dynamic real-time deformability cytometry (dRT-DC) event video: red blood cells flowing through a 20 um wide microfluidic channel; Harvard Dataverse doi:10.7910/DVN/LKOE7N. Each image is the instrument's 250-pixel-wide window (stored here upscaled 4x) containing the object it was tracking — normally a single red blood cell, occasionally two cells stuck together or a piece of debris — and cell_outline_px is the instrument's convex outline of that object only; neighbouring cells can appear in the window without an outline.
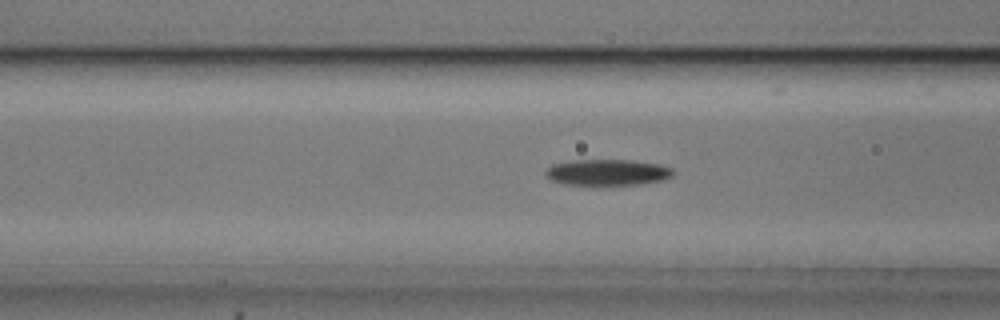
{"species": "common noctule bat (a hibernating species)", "species_latin": "Nyctalus noctula", "temperature_condition": "cold", "stored_images_in_passage": 53, "camera_frame_rate_fps": 3000, "um_per_image_px": 0.085, "animal": {"sex": "male", "body_mass_g": 20.5, "forearm_length_mm": 52.5}, "frame": {"image": 1, "passage_image": 20, "time_ms": 6.333, "image_size_px": [1000, 320], "cell_outline_px": [[676, 172], [672, 176], [664, 180], [640, 184], [564, 184], [552, 180], [544, 172], [552, 164], [572, 160], [632, 160], [660, 164], [672, 168]], "centroid_in_image_um": [51.69, 14.63], "position_along_channel_um": 114.9, "area_um2": 19.31}}
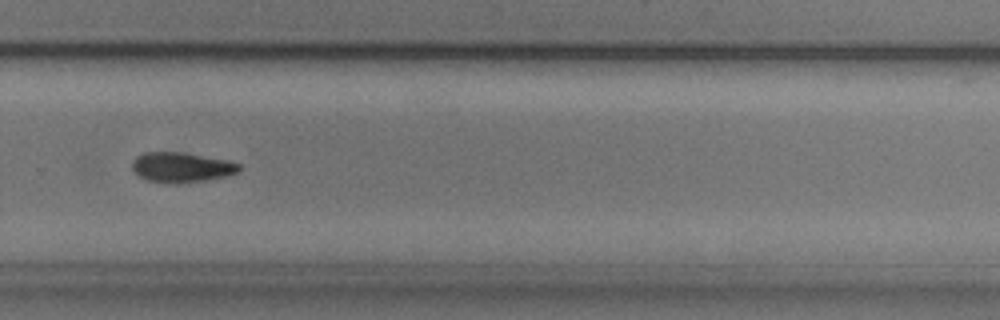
{"frame": {"image": 2, "passage_image": 36, "time_ms": 11.667, "image_size_px": [1000, 320], "cell_outline_px": [[244, 168], [240, 172], [228, 176], [204, 180], [176, 184], [144, 180], [132, 168], [132, 160], [136, 156], [144, 152], [180, 152], [228, 160], [240, 164]], "centroid_in_image_um": [15.46, 14.22], "position_along_channel_um": 314.3, "area_um2": 18.9}}
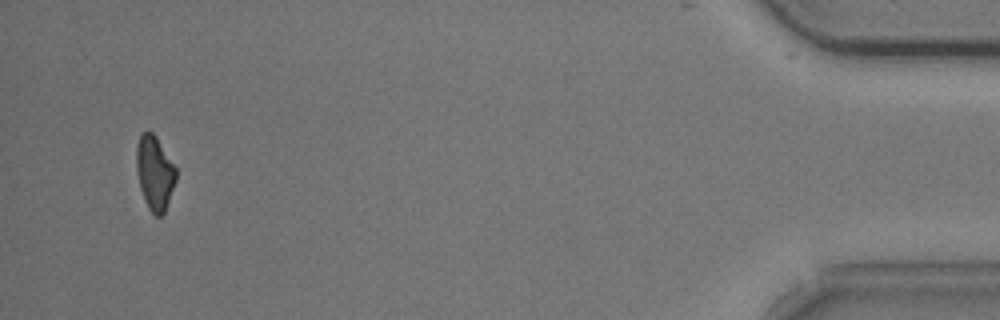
{"frame": {"image": 3, "passage_image": 51, "time_ms": 16.667, "image_size_px": [1000, 320], "cell_outline_px": [[176, 180], [164, 212], [160, 216], [156, 216], [148, 208], [140, 188], [136, 168], [136, 144], [140, 136], [144, 132], [152, 132], [156, 136], [176, 168]], "centroid_in_image_um": [13.14, 14.68], "position_along_channel_um": 422.1, "area_um2": 16.88}, "authors_computed_cell_mechanics": {"area_um2": 18.3804, "velocity_mm_per_s": 3.7416, "shape_relaxation_time_tau1_ms": 3.0893, "shape_relaxation_time_tau2_ms": null, "deformation_change_tau1": 0.1199, "deformation_change_tau2": null}}